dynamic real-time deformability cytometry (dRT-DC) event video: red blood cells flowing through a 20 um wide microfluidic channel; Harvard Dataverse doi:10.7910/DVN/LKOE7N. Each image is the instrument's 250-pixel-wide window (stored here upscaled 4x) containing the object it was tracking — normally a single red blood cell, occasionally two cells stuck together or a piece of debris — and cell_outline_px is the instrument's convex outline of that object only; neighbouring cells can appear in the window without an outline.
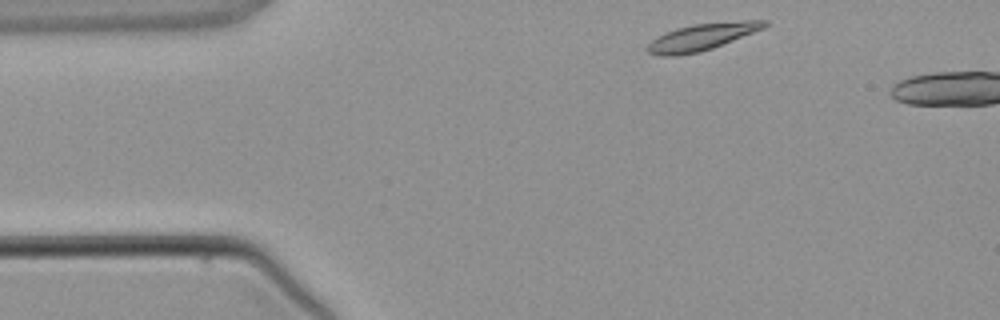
{"species": "common noctule bat (a hibernating species)", "species_latin": "Nyctalus noctula", "temperature_condition": "warm", "stored_images_in_passage": 2, "camera_frame_rate_fps": 3000, "um_per_image_px": 0.085, "animal": {"sex": "male", "body_mass_g": 21.5, "forearm_length_mm": 52.0}, "frame": {"image": 1, "passage_image": 1, "time_ms": 0.0, "image_size_px": [1000, 320], "cell_outline_px": [[768, 24], [764, 28], [712, 48], [700, 52], [676, 56], [660, 56], [648, 52], [644, 48], [656, 36], [676, 28], [692, 24], [744, 20], [768, 20]], "centroid_in_image_um": [59.62, 3.14], "position_along_channel_um": 25.4, "area_um2": 18.32}}